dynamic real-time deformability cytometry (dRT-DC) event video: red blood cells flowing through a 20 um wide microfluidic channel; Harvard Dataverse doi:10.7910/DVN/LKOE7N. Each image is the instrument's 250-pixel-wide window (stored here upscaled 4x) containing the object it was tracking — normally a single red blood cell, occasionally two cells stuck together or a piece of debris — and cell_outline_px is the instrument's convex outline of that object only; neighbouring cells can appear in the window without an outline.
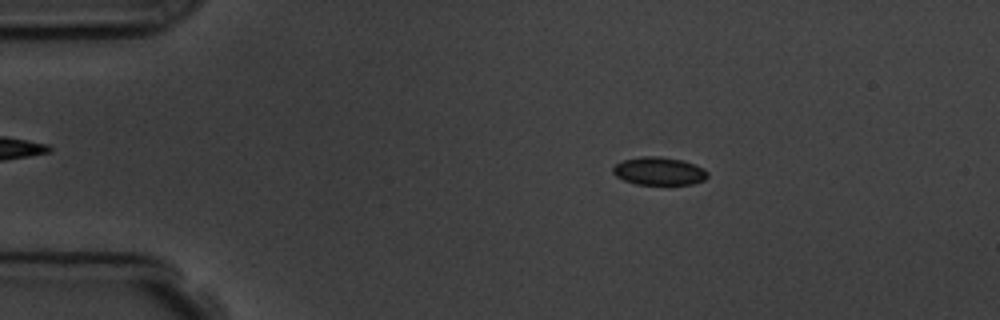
{"species": "common noctule bat (a hibernating species)", "species_latin": "Nyctalus noctula", "temperature_condition": "room temperature", "stored_images_in_passage": 5, "camera_frame_rate_fps": 3000, "um_per_image_px": 0.085, "animal": {"sex": "male", "body_mass_g": 19.5, "forearm_length_mm": 54.6}, "frame": {"image": 1, "passage_image": 2, "time_ms": 1.333, "image_size_px": [1000, 320], "cell_outline_px": [[708, 176], [704, 180], [692, 184], [636, 184], [624, 180], [616, 176], [612, 172], [612, 168], [616, 164], [624, 160], [640, 156], [660, 156], [680, 160], [704, 168], [708, 172]], "centroid_in_image_um": [56.0, 14.54], "position_along_channel_um": 29.0, "area_um2": 15.32}}
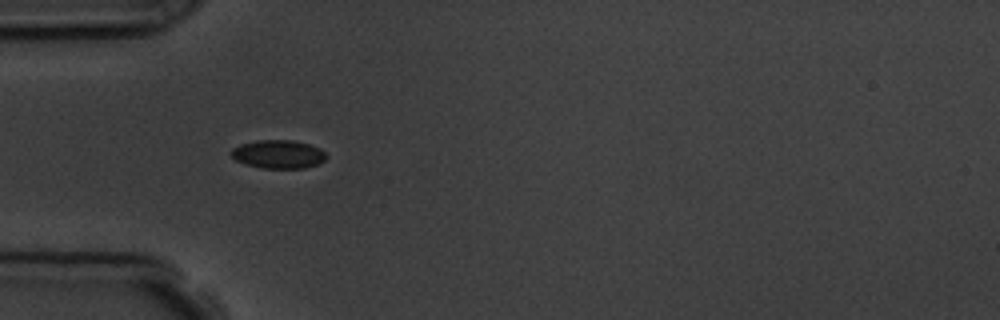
{"frame": {"image": 2, "passage_image": 4, "time_ms": 3.667, "image_size_px": [1000, 320], "cell_outline_px": [[328, 156], [320, 164], [304, 168], [264, 168], [244, 164], [236, 160], [228, 152], [232, 148], [240, 144], [256, 140], [292, 140], [308, 144], [320, 148]], "centroid_in_image_um": [23.64, 13.11], "position_along_channel_um": 61.4, "area_um2": 15.9}}